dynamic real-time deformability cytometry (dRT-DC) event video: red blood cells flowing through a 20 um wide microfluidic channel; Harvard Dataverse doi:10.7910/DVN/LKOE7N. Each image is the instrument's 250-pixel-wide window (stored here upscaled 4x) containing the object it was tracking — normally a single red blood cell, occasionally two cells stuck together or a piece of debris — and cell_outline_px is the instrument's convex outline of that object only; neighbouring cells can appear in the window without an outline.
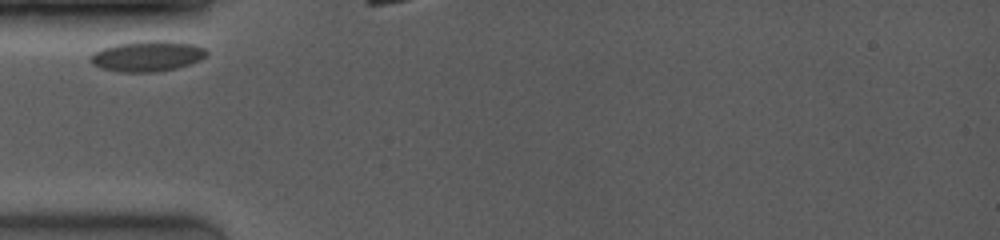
{"species": "common noctule bat (a hibernating species)", "species_latin": "Nyctalus noctula", "temperature_condition": "room temperature", "stored_images_in_passage": 6, "camera_frame_rate_fps": 4000, "um_per_image_px": 0.085, "animal": {"sex": "female", "body_mass_g": 19.0, "forearm_length_mm": 53.3}, "frame": {"image": 1, "passage_image": 1, "time_ms": 0.0, "image_size_px": [1000, 240], "cell_outline_px": [[208, 52], [200, 60], [176, 68], [156, 72], [124, 72], [104, 68], [92, 64], [92, 56], [96, 52], [104, 48], [116, 44], [144, 40], [168, 40], [192, 44], [204, 48]], "centroid_in_image_um": [12.57, 4.76], "position_along_channel_um": 72.4, "area_um2": 20.35}}